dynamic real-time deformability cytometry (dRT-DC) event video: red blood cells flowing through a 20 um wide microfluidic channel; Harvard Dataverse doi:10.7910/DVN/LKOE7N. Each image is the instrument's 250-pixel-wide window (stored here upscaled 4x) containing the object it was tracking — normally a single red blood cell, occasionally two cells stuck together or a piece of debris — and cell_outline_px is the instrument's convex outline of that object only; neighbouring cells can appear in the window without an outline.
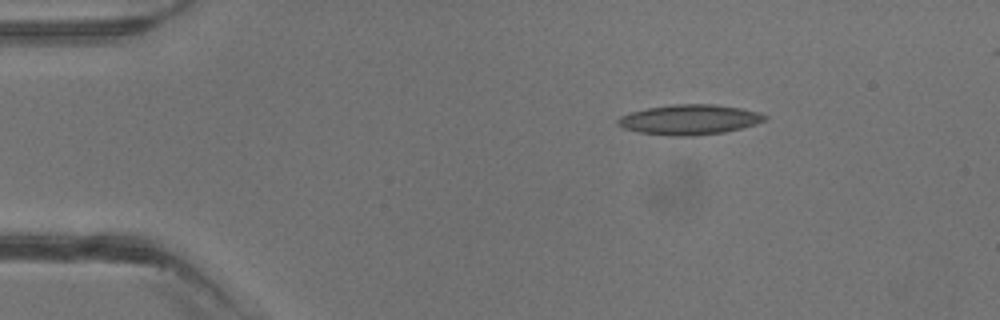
{"species": "common noctule bat (a hibernating species)", "species_latin": "Nyctalus noctula", "temperature_condition": "warm", "stored_images_in_passage": 3, "camera_frame_rate_fps": 3000, "um_per_image_px": 0.085, "animal": {"sex": "male", "body_mass_g": 13.3}, "frame": {"image": 1, "passage_image": 2, "time_ms": 1.333, "image_size_px": [1000, 320], "cell_outline_px": [[768, 120], [756, 124], [724, 132], [692, 136], [668, 136], [636, 132], [624, 128], [616, 124], [616, 120], [620, 116], [632, 112], [648, 108], [672, 104], [716, 104], [740, 108], [760, 112], [768, 116]], "centroid_in_image_um": [58.61, 10.17], "position_along_channel_um": 26.4, "area_um2": 25.95}}